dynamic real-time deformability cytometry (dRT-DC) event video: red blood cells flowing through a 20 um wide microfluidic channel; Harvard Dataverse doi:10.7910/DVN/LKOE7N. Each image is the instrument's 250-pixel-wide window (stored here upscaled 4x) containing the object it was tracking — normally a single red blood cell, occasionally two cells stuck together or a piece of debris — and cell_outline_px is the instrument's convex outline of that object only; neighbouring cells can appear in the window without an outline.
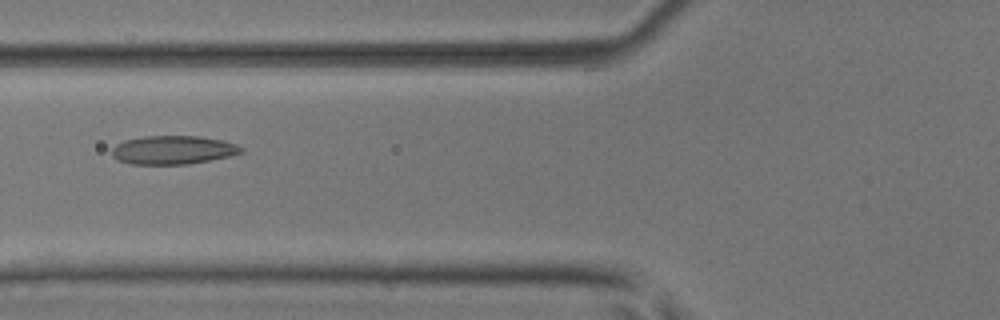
{"species": "common noctule bat (a hibernating species)", "species_latin": "Nyctalus noctula", "temperature_condition": "room temperature", "stored_images_in_passage": 4, "camera_frame_rate_fps": 3000, "um_per_image_px": 0.085, "animal": {"sex": "male", "body_mass_g": 17.9, "forearm_length_mm": 54.2}, "frame": {"image": 1, "passage_image": 4, "time_ms": 1.0, "image_size_px": [1000, 320], "cell_outline_px": [[244, 152], [232, 156], [188, 164], [132, 164], [116, 160], [112, 156], [112, 148], [116, 144], [124, 140], [144, 136], [200, 136], [224, 140], [236, 144], [244, 148]], "centroid_in_image_um": [14.73, 12.74], "position_along_channel_um": 111.1, "area_um2": 21.79}}